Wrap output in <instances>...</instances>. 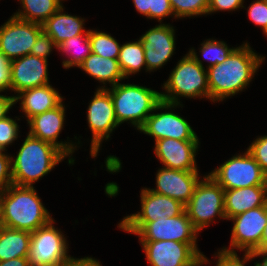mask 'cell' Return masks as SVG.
Listing matches in <instances>:
<instances>
[{
  "label": "cell",
  "mask_w": 267,
  "mask_h": 266,
  "mask_svg": "<svg viewBox=\"0 0 267 266\" xmlns=\"http://www.w3.org/2000/svg\"><path fill=\"white\" fill-rule=\"evenodd\" d=\"M264 59L246 42L236 47L223 63L206 68L209 99L213 102L223 101L241 92L252 81Z\"/></svg>",
  "instance_id": "6da1fadb"
},
{
  "label": "cell",
  "mask_w": 267,
  "mask_h": 266,
  "mask_svg": "<svg viewBox=\"0 0 267 266\" xmlns=\"http://www.w3.org/2000/svg\"><path fill=\"white\" fill-rule=\"evenodd\" d=\"M0 201L6 228L34 232L53 220L34 187L11 184Z\"/></svg>",
  "instance_id": "7a4b0ae2"
},
{
  "label": "cell",
  "mask_w": 267,
  "mask_h": 266,
  "mask_svg": "<svg viewBox=\"0 0 267 266\" xmlns=\"http://www.w3.org/2000/svg\"><path fill=\"white\" fill-rule=\"evenodd\" d=\"M67 156L55 145L28 133L16 157L11 156L12 182L33 187Z\"/></svg>",
  "instance_id": "3957f363"
},
{
  "label": "cell",
  "mask_w": 267,
  "mask_h": 266,
  "mask_svg": "<svg viewBox=\"0 0 267 266\" xmlns=\"http://www.w3.org/2000/svg\"><path fill=\"white\" fill-rule=\"evenodd\" d=\"M163 89L165 92H161V100L167 103L181 104L180 97L209 99L207 69L195 49L191 48L177 62L169 78L164 82Z\"/></svg>",
  "instance_id": "277c9868"
},
{
  "label": "cell",
  "mask_w": 267,
  "mask_h": 266,
  "mask_svg": "<svg viewBox=\"0 0 267 266\" xmlns=\"http://www.w3.org/2000/svg\"><path fill=\"white\" fill-rule=\"evenodd\" d=\"M106 88L112 97L118 124L129 121L139 130L162 101L161 92L136 84L118 83Z\"/></svg>",
  "instance_id": "5b68a950"
},
{
  "label": "cell",
  "mask_w": 267,
  "mask_h": 266,
  "mask_svg": "<svg viewBox=\"0 0 267 266\" xmlns=\"http://www.w3.org/2000/svg\"><path fill=\"white\" fill-rule=\"evenodd\" d=\"M119 229L138 235L140 241H176L197 243L198 230L186 211L174 217L158 218L153 222H120Z\"/></svg>",
  "instance_id": "8992f818"
},
{
  "label": "cell",
  "mask_w": 267,
  "mask_h": 266,
  "mask_svg": "<svg viewBox=\"0 0 267 266\" xmlns=\"http://www.w3.org/2000/svg\"><path fill=\"white\" fill-rule=\"evenodd\" d=\"M185 211L193 226L200 232L213 222L215 216L226 219L224 189L211 177L204 175L197 184Z\"/></svg>",
  "instance_id": "52a82bcc"
},
{
  "label": "cell",
  "mask_w": 267,
  "mask_h": 266,
  "mask_svg": "<svg viewBox=\"0 0 267 266\" xmlns=\"http://www.w3.org/2000/svg\"><path fill=\"white\" fill-rule=\"evenodd\" d=\"M224 189H239L250 186H267V174L260 168L248 150L234 155L209 173Z\"/></svg>",
  "instance_id": "ba28073f"
},
{
  "label": "cell",
  "mask_w": 267,
  "mask_h": 266,
  "mask_svg": "<svg viewBox=\"0 0 267 266\" xmlns=\"http://www.w3.org/2000/svg\"><path fill=\"white\" fill-rule=\"evenodd\" d=\"M53 222L31 232L30 266H64L74 258L68 255L67 240Z\"/></svg>",
  "instance_id": "9c48e42d"
},
{
  "label": "cell",
  "mask_w": 267,
  "mask_h": 266,
  "mask_svg": "<svg viewBox=\"0 0 267 266\" xmlns=\"http://www.w3.org/2000/svg\"><path fill=\"white\" fill-rule=\"evenodd\" d=\"M229 220L233 221L230 247L222 250L236 252L235 249L244 250L245 253L260 254V243L267 223V203L236 215Z\"/></svg>",
  "instance_id": "30bf717a"
},
{
  "label": "cell",
  "mask_w": 267,
  "mask_h": 266,
  "mask_svg": "<svg viewBox=\"0 0 267 266\" xmlns=\"http://www.w3.org/2000/svg\"><path fill=\"white\" fill-rule=\"evenodd\" d=\"M151 266H197L205 257L197 243L140 241Z\"/></svg>",
  "instance_id": "8fae6325"
},
{
  "label": "cell",
  "mask_w": 267,
  "mask_h": 266,
  "mask_svg": "<svg viewBox=\"0 0 267 266\" xmlns=\"http://www.w3.org/2000/svg\"><path fill=\"white\" fill-rule=\"evenodd\" d=\"M93 97L86 112L88 126L92 132V158L97 157L102 141L109 139L112 131L119 126L110 92L106 88H98Z\"/></svg>",
  "instance_id": "7c38bea8"
},
{
  "label": "cell",
  "mask_w": 267,
  "mask_h": 266,
  "mask_svg": "<svg viewBox=\"0 0 267 266\" xmlns=\"http://www.w3.org/2000/svg\"><path fill=\"white\" fill-rule=\"evenodd\" d=\"M177 106L182 105L161 101L154 108L153 113L148 116L146 122L139 131L153 137L155 141L165 138H173L176 140H199L187 120L180 115L169 111ZM157 110H165L166 112L154 113V111L157 112Z\"/></svg>",
  "instance_id": "4fadbf2b"
},
{
  "label": "cell",
  "mask_w": 267,
  "mask_h": 266,
  "mask_svg": "<svg viewBox=\"0 0 267 266\" xmlns=\"http://www.w3.org/2000/svg\"><path fill=\"white\" fill-rule=\"evenodd\" d=\"M42 32L41 24L24 21L12 15L0 27V52L9 61L29 55Z\"/></svg>",
  "instance_id": "5bb4252c"
},
{
  "label": "cell",
  "mask_w": 267,
  "mask_h": 266,
  "mask_svg": "<svg viewBox=\"0 0 267 266\" xmlns=\"http://www.w3.org/2000/svg\"><path fill=\"white\" fill-rule=\"evenodd\" d=\"M65 120V106L63 102L54 109L45 111L42 114L32 117L28 121L29 134L40 140L49 142L59 148L66 156H69L68 163L74 164L72 153L77 145L71 142L58 141V136L63 129Z\"/></svg>",
  "instance_id": "9a60e30c"
},
{
  "label": "cell",
  "mask_w": 267,
  "mask_h": 266,
  "mask_svg": "<svg viewBox=\"0 0 267 266\" xmlns=\"http://www.w3.org/2000/svg\"><path fill=\"white\" fill-rule=\"evenodd\" d=\"M144 46L146 71L152 72L164 66L175 50V30L170 24H158L140 38Z\"/></svg>",
  "instance_id": "2e32d148"
},
{
  "label": "cell",
  "mask_w": 267,
  "mask_h": 266,
  "mask_svg": "<svg viewBox=\"0 0 267 266\" xmlns=\"http://www.w3.org/2000/svg\"><path fill=\"white\" fill-rule=\"evenodd\" d=\"M199 140H176L165 138L155 141V155L168 169L198 171L196 152Z\"/></svg>",
  "instance_id": "e0dca14e"
},
{
  "label": "cell",
  "mask_w": 267,
  "mask_h": 266,
  "mask_svg": "<svg viewBox=\"0 0 267 266\" xmlns=\"http://www.w3.org/2000/svg\"><path fill=\"white\" fill-rule=\"evenodd\" d=\"M9 65V89L14 93L49 84L48 61L45 59L29 54L9 61Z\"/></svg>",
  "instance_id": "ac0fdd59"
},
{
  "label": "cell",
  "mask_w": 267,
  "mask_h": 266,
  "mask_svg": "<svg viewBox=\"0 0 267 266\" xmlns=\"http://www.w3.org/2000/svg\"><path fill=\"white\" fill-rule=\"evenodd\" d=\"M200 181L198 171L160 168L156 174V188L150 191L168 196L186 205Z\"/></svg>",
  "instance_id": "d6986e66"
},
{
  "label": "cell",
  "mask_w": 267,
  "mask_h": 266,
  "mask_svg": "<svg viewBox=\"0 0 267 266\" xmlns=\"http://www.w3.org/2000/svg\"><path fill=\"white\" fill-rule=\"evenodd\" d=\"M141 212L128 215L120 222H153L158 218L174 217L185 211V205L171 197L141 189Z\"/></svg>",
  "instance_id": "ffe728a7"
},
{
  "label": "cell",
  "mask_w": 267,
  "mask_h": 266,
  "mask_svg": "<svg viewBox=\"0 0 267 266\" xmlns=\"http://www.w3.org/2000/svg\"><path fill=\"white\" fill-rule=\"evenodd\" d=\"M50 84L25 89L14 96V104L21 101L20 108L25 113L27 122L34 116L56 108L63 102V97Z\"/></svg>",
  "instance_id": "44dd1931"
},
{
  "label": "cell",
  "mask_w": 267,
  "mask_h": 266,
  "mask_svg": "<svg viewBox=\"0 0 267 266\" xmlns=\"http://www.w3.org/2000/svg\"><path fill=\"white\" fill-rule=\"evenodd\" d=\"M266 203L267 186L224 190V211L227 220Z\"/></svg>",
  "instance_id": "7402d4cb"
},
{
  "label": "cell",
  "mask_w": 267,
  "mask_h": 266,
  "mask_svg": "<svg viewBox=\"0 0 267 266\" xmlns=\"http://www.w3.org/2000/svg\"><path fill=\"white\" fill-rule=\"evenodd\" d=\"M63 5L51 15L43 24V31L49 35L57 46L64 41L84 33L89 30L84 29V18L66 14Z\"/></svg>",
  "instance_id": "603a6c76"
},
{
  "label": "cell",
  "mask_w": 267,
  "mask_h": 266,
  "mask_svg": "<svg viewBox=\"0 0 267 266\" xmlns=\"http://www.w3.org/2000/svg\"><path fill=\"white\" fill-rule=\"evenodd\" d=\"M103 85L114 86L125 79L117 59L105 58L91 53L78 67Z\"/></svg>",
  "instance_id": "cb8c5ba5"
},
{
  "label": "cell",
  "mask_w": 267,
  "mask_h": 266,
  "mask_svg": "<svg viewBox=\"0 0 267 266\" xmlns=\"http://www.w3.org/2000/svg\"><path fill=\"white\" fill-rule=\"evenodd\" d=\"M30 240L31 232L2 226L0 228V261L28 257Z\"/></svg>",
  "instance_id": "d4e9b609"
},
{
  "label": "cell",
  "mask_w": 267,
  "mask_h": 266,
  "mask_svg": "<svg viewBox=\"0 0 267 266\" xmlns=\"http://www.w3.org/2000/svg\"><path fill=\"white\" fill-rule=\"evenodd\" d=\"M22 10L14 13V17L38 24H43L61 6L63 0H19Z\"/></svg>",
  "instance_id": "484cf974"
},
{
  "label": "cell",
  "mask_w": 267,
  "mask_h": 266,
  "mask_svg": "<svg viewBox=\"0 0 267 266\" xmlns=\"http://www.w3.org/2000/svg\"><path fill=\"white\" fill-rule=\"evenodd\" d=\"M117 60L125 79L140 72L144 66L146 68L144 46L141 40L122 44Z\"/></svg>",
  "instance_id": "4316f807"
},
{
  "label": "cell",
  "mask_w": 267,
  "mask_h": 266,
  "mask_svg": "<svg viewBox=\"0 0 267 266\" xmlns=\"http://www.w3.org/2000/svg\"><path fill=\"white\" fill-rule=\"evenodd\" d=\"M78 47H80V51H78L77 53L73 51ZM58 51L66 53L69 57L67 60H63L62 62L64 68L69 69L73 66L79 67L83 63V61L92 53L89 33L71 37L70 39L64 41L58 46Z\"/></svg>",
  "instance_id": "83f0119b"
},
{
  "label": "cell",
  "mask_w": 267,
  "mask_h": 266,
  "mask_svg": "<svg viewBox=\"0 0 267 266\" xmlns=\"http://www.w3.org/2000/svg\"><path fill=\"white\" fill-rule=\"evenodd\" d=\"M91 52L105 58L118 59L121 45L111 35L97 30H89Z\"/></svg>",
  "instance_id": "f1b7e54d"
},
{
  "label": "cell",
  "mask_w": 267,
  "mask_h": 266,
  "mask_svg": "<svg viewBox=\"0 0 267 266\" xmlns=\"http://www.w3.org/2000/svg\"><path fill=\"white\" fill-rule=\"evenodd\" d=\"M200 53L202 58L208 61V68L223 63L228 55L235 49L229 48L224 41L207 39L201 43Z\"/></svg>",
  "instance_id": "f546056e"
},
{
  "label": "cell",
  "mask_w": 267,
  "mask_h": 266,
  "mask_svg": "<svg viewBox=\"0 0 267 266\" xmlns=\"http://www.w3.org/2000/svg\"><path fill=\"white\" fill-rule=\"evenodd\" d=\"M174 18H185L207 14L209 0H169Z\"/></svg>",
  "instance_id": "4dcf8cb0"
},
{
  "label": "cell",
  "mask_w": 267,
  "mask_h": 266,
  "mask_svg": "<svg viewBox=\"0 0 267 266\" xmlns=\"http://www.w3.org/2000/svg\"><path fill=\"white\" fill-rule=\"evenodd\" d=\"M19 125L16 119L6 116L0 120V150L7 151L6 147L18 138Z\"/></svg>",
  "instance_id": "1f68e13d"
},
{
  "label": "cell",
  "mask_w": 267,
  "mask_h": 266,
  "mask_svg": "<svg viewBox=\"0 0 267 266\" xmlns=\"http://www.w3.org/2000/svg\"><path fill=\"white\" fill-rule=\"evenodd\" d=\"M248 7V17L252 23L260 26L267 36V0L252 1Z\"/></svg>",
  "instance_id": "d6a6232c"
},
{
  "label": "cell",
  "mask_w": 267,
  "mask_h": 266,
  "mask_svg": "<svg viewBox=\"0 0 267 266\" xmlns=\"http://www.w3.org/2000/svg\"><path fill=\"white\" fill-rule=\"evenodd\" d=\"M247 150L267 174V135L256 138Z\"/></svg>",
  "instance_id": "836d02e7"
},
{
  "label": "cell",
  "mask_w": 267,
  "mask_h": 266,
  "mask_svg": "<svg viewBox=\"0 0 267 266\" xmlns=\"http://www.w3.org/2000/svg\"><path fill=\"white\" fill-rule=\"evenodd\" d=\"M216 253L218 258L216 266H245L247 261L255 259V253H245L242 260L237 252H228L221 249Z\"/></svg>",
  "instance_id": "e575fe53"
},
{
  "label": "cell",
  "mask_w": 267,
  "mask_h": 266,
  "mask_svg": "<svg viewBox=\"0 0 267 266\" xmlns=\"http://www.w3.org/2000/svg\"><path fill=\"white\" fill-rule=\"evenodd\" d=\"M53 47L58 49V46L53 39L43 31L34 43L30 55L47 60V57L53 50Z\"/></svg>",
  "instance_id": "d590c367"
},
{
  "label": "cell",
  "mask_w": 267,
  "mask_h": 266,
  "mask_svg": "<svg viewBox=\"0 0 267 266\" xmlns=\"http://www.w3.org/2000/svg\"><path fill=\"white\" fill-rule=\"evenodd\" d=\"M11 156L0 150V195L11 185Z\"/></svg>",
  "instance_id": "8d00e7d4"
},
{
  "label": "cell",
  "mask_w": 267,
  "mask_h": 266,
  "mask_svg": "<svg viewBox=\"0 0 267 266\" xmlns=\"http://www.w3.org/2000/svg\"><path fill=\"white\" fill-rule=\"evenodd\" d=\"M170 15L174 17L169 0H152L151 8H149V19H158L161 23L163 18L169 17Z\"/></svg>",
  "instance_id": "74e56055"
},
{
  "label": "cell",
  "mask_w": 267,
  "mask_h": 266,
  "mask_svg": "<svg viewBox=\"0 0 267 266\" xmlns=\"http://www.w3.org/2000/svg\"><path fill=\"white\" fill-rule=\"evenodd\" d=\"M244 0H209L207 15L217 11H235L244 8Z\"/></svg>",
  "instance_id": "f35d334b"
},
{
  "label": "cell",
  "mask_w": 267,
  "mask_h": 266,
  "mask_svg": "<svg viewBox=\"0 0 267 266\" xmlns=\"http://www.w3.org/2000/svg\"><path fill=\"white\" fill-rule=\"evenodd\" d=\"M10 88V65L9 60L0 52V91Z\"/></svg>",
  "instance_id": "ab89813d"
},
{
  "label": "cell",
  "mask_w": 267,
  "mask_h": 266,
  "mask_svg": "<svg viewBox=\"0 0 267 266\" xmlns=\"http://www.w3.org/2000/svg\"><path fill=\"white\" fill-rule=\"evenodd\" d=\"M1 92L2 91H0V93ZM13 105L14 96H5L0 94V120L7 116Z\"/></svg>",
  "instance_id": "60d3db41"
},
{
  "label": "cell",
  "mask_w": 267,
  "mask_h": 266,
  "mask_svg": "<svg viewBox=\"0 0 267 266\" xmlns=\"http://www.w3.org/2000/svg\"><path fill=\"white\" fill-rule=\"evenodd\" d=\"M64 266H102L100 262L91 257L84 258H73L71 261L67 262Z\"/></svg>",
  "instance_id": "b9f144b4"
},
{
  "label": "cell",
  "mask_w": 267,
  "mask_h": 266,
  "mask_svg": "<svg viewBox=\"0 0 267 266\" xmlns=\"http://www.w3.org/2000/svg\"><path fill=\"white\" fill-rule=\"evenodd\" d=\"M152 0H133L137 12L149 19V8H151Z\"/></svg>",
  "instance_id": "7bdbcfd3"
},
{
  "label": "cell",
  "mask_w": 267,
  "mask_h": 266,
  "mask_svg": "<svg viewBox=\"0 0 267 266\" xmlns=\"http://www.w3.org/2000/svg\"><path fill=\"white\" fill-rule=\"evenodd\" d=\"M0 266H30L28 257L13 258L7 261H0Z\"/></svg>",
  "instance_id": "ee69618b"
},
{
  "label": "cell",
  "mask_w": 267,
  "mask_h": 266,
  "mask_svg": "<svg viewBox=\"0 0 267 266\" xmlns=\"http://www.w3.org/2000/svg\"><path fill=\"white\" fill-rule=\"evenodd\" d=\"M267 253V223L263 231V235L260 243V254Z\"/></svg>",
  "instance_id": "f6af8a7d"
},
{
  "label": "cell",
  "mask_w": 267,
  "mask_h": 266,
  "mask_svg": "<svg viewBox=\"0 0 267 266\" xmlns=\"http://www.w3.org/2000/svg\"><path fill=\"white\" fill-rule=\"evenodd\" d=\"M255 257H262V262H256L254 263L255 266H267V253L258 254L255 253Z\"/></svg>",
  "instance_id": "bcb514c9"
},
{
  "label": "cell",
  "mask_w": 267,
  "mask_h": 266,
  "mask_svg": "<svg viewBox=\"0 0 267 266\" xmlns=\"http://www.w3.org/2000/svg\"><path fill=\"white\" fill-rule=\"evenodd\" d=\"M207 262H209V260L207 258H204L197 266L207 264Z\"/></svg>",
  "instance_id": "7dc6e473"
},
{
  "label": "cell",
  "mask_w": 267,
  "mask_h": 266,
  "mask_svg": "<svg viewBox=\"0 0 267 266\" xmlns=\"http://www.w3.org/2000/svg\"><path fill=\"white\" fill-rule=\"evenodd\" d=\"M3 226L2 213H1V201H0V228Z\"/></svg>",
  "instance_id": "c3c4849f"
}]
</instances>
